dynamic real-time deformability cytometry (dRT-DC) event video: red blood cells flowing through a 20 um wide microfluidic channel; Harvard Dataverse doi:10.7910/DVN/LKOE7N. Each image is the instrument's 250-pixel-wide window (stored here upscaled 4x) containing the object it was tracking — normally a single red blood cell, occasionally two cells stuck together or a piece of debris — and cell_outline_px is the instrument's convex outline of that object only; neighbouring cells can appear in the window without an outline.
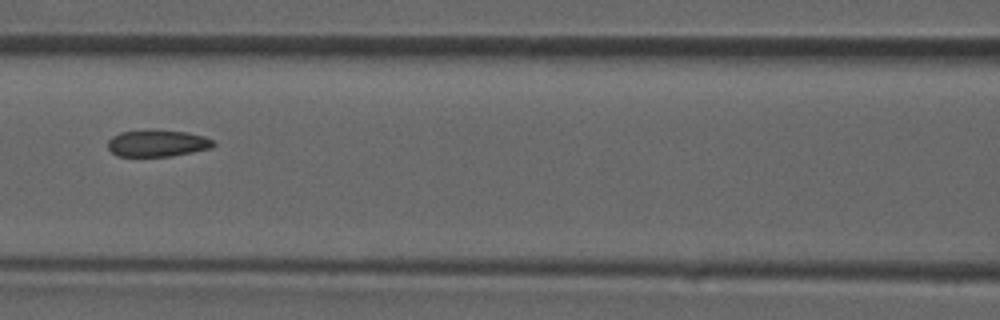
{"species": "common noctule bat (a hibernating species)", "species_latin": "Nyctalus noctula", "temperature_condition": "room temperature", "stored_images_in_passage": 32, "camera_frame_rate_fps": 3000, "um_per_image_px": 0.085, "animal": {"sex": "male", "forearm_length_mm": 52.5}, "frame": {"image": 1, "passage_image": 12, "time_ms": 3.667, "image_size_px": [1000, 320], "cell_outline_px": [[216, 144], [212, 148], [172, 156], [116, 156], [108, 148], [108, 140], [112, 136], [120, 132], [144, 128], [184, 132], [204, 136], [212, 140]], "centroid_in_image_um": [13.34, 12.16], "position_along_channel_um": 153.3, "area_um2": 16.76}}